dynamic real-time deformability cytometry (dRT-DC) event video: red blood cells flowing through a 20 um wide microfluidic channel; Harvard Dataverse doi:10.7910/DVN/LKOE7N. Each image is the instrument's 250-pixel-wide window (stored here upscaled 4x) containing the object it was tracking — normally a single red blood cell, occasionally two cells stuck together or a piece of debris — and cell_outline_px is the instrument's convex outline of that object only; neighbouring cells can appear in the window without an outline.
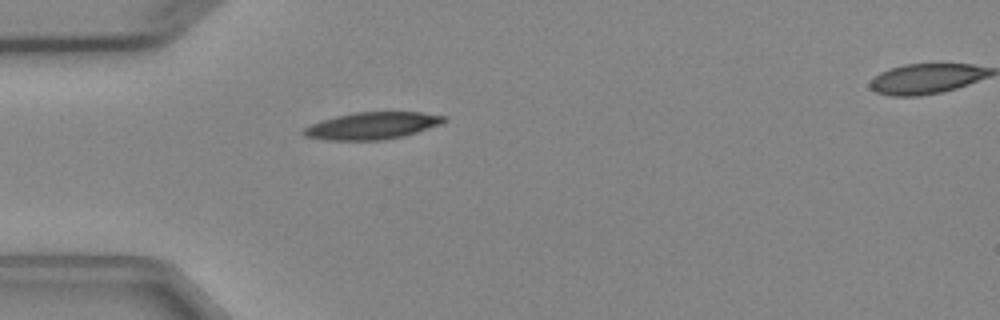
{"species": "Egyptian fruit bat (a non-hibernating species)", "species_latin": "Rousettus aegyptiacus", "temperature_condition": "cold", "stored_images_in_passage": 2, "segment_of_instrument_passage": [1, 2], "camera_frame_rate_fps": 3000, "um_per_image_px": 0.085, "animal": {"sex": "female"}, "frame": {"image": 1, "passage_image": 1, "time_ms": 0.0, "image_size_px": [1000, 320], "cell_outline_px": [[448, 120], [440, 124], [404, 136], [384, 140], [328, 140], [304, 136], [300, 132], [304, 128], [312, 124], [336, 116], [356, 112], [420, 112], [448, 116]], "centroid_in_image_um": [31.66, 10.68], "position_along_channel_um": 53.3, "area_um2": 22.08}}